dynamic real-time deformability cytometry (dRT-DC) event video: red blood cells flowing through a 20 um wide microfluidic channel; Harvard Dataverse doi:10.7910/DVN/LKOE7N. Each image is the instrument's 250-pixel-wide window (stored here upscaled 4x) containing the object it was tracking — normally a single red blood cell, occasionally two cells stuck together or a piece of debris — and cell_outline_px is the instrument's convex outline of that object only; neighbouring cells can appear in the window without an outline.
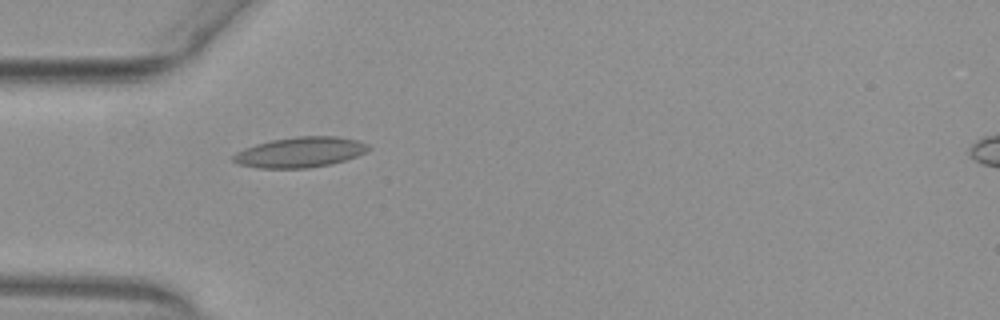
{"species": "common noctule bat (a hibernating species)", "species_latin": "Nyctalus noctula", "temperature_condition": "warm", "stored_images_in_passage": 38, "camera_frame_rate_fps": 3000, "um_per_image_px": 0.085, "animal": {"sex": "female", "body_mass_g": 29.2, "forearm_length_mm": 56.3}, "frame": {"image": 1, "passage_image": 1, "time_ms": 0.0, "image_size_px": [1000, 320], "cell_outline_px": [[372, 148], [356, 156], [332, 164], [308, 168], [256, 168], [240, 164], [232, 160], [232, 156], [236, 152], [244, 148], [256, 144], [272, 140], [296, 136], [340, 136], [356, 140], [368, 144]], "centroid_in_image_um": [25.51, 12.93], "position_along_channel_um": 59.5, "area_um2": 23.93}}
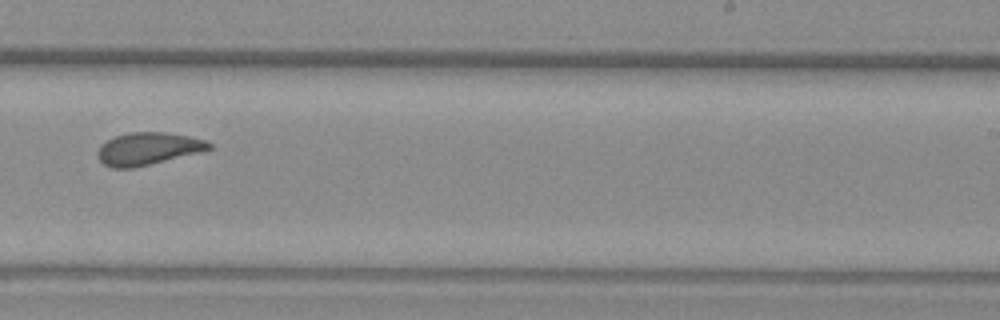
{"frame": {"image": 2, "passage_image": 18, "time_ms": 5.667, "image_size_px": [1000, 320], "cell_outline_px": [[212, 148], [200, 152], [132, 168], [112, 168], [104, 164], [100, 160], [96, 152], [100, 144], [116, 136], [128, 132], [164, 132], [188, 136], [204, 140], [212, 144]], "centroid_in_image_um": [12.55, 12.63], "position_along_channel_um": 276.5, "area_um2": 20.87}}
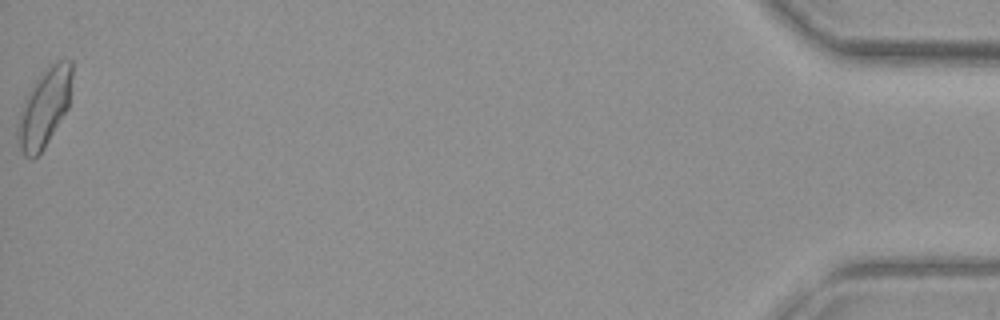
{"frame": {"image": 3, "passage_image": 38, "time_ms": 12.333, "image_size_px": [1000, 320], "cell_outline_px": [[72, 76], [68, 108], [44, 148], [32, 160], [28, 160], [24, 156], [20, 148], [16, 136], [16, 124], [24, 96], [32, 84], [56, 60], [72, 60]], "centroid_in_image_um": [3.73, 9.19], "position_along_channel_um": 431.5, "area_um2": 24.91}, "authors_computed_cell_mechanics": {"area_um2": 21.1837, "velocity_mm_per_s": 3.8868, "shape_relaxation_time_tau1_ms": 6.8819, "shape_relaxation_time_tau2_ms": 1.5447, "deformation_change_tau1": 0.1365, "deformation_change_tau2": 0.0687}}